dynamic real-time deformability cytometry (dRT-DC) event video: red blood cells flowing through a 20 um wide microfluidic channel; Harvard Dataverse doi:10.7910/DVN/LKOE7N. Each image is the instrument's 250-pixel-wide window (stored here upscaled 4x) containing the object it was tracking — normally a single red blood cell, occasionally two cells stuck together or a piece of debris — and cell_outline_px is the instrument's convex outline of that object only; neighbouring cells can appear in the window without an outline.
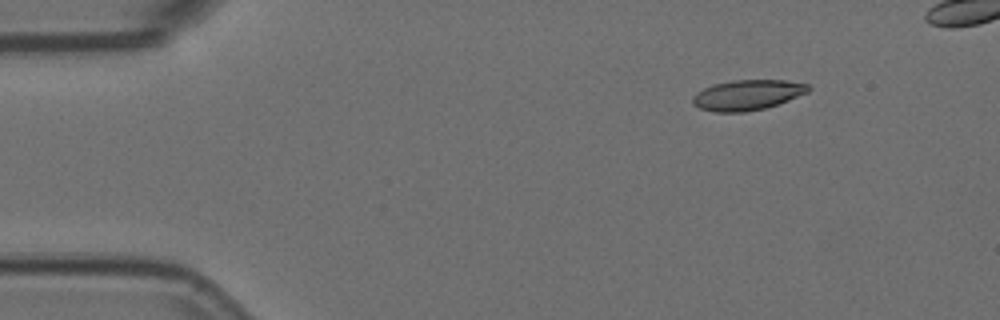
{"species": "Egyptian fruit bat (a non-hibernating species)", "species_latin": "Rousettus aegyptiacus", "temperature_condition": "room temperature", "stored_images_in_passage": 5, "camera_frame_rate_fps": 3000, "um_per_image_px": 0.085, "animal": {"sex": "female"}, "frame": {"image": 1, "passage_image": 1, "time_ms": 0.0, "image_size_px": [1000, 320], "cell_outline_px": [[812, 88], [808, 92], [788, 100], [764, 108], [744, 112], [716, 112], [700, 108], [692, 104], [692, 96], [696, 92], [712, 84], [732, 80], [784, 80], [808, 84]], "centroid_in_image_um": [63.5, 8.06], "position_along_channel_um": 21.5, "area_um2": 20.4}}
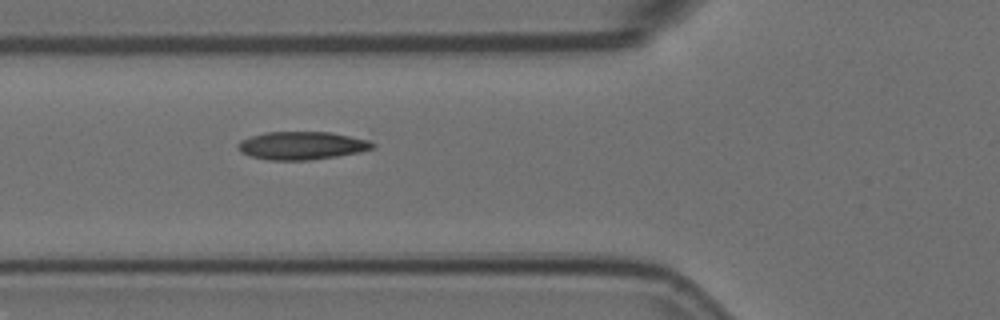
{"frame": {"image": 2, "passage_image": 5, "time_ms": 1.333, "image_size_px": [1000, 320], "cell_outline_px": [[376, 148], [360, 152], [336, 156], [308, 160], [268, 160], [248, 156], [240, 152], [240, 140], [264, 132], [328, 132], [368, 136], [376, 144]], "centroid_in_image_um": [25.81, 12.36], "position_along_channel_um": 100.0, "area_um2": 22.54}}